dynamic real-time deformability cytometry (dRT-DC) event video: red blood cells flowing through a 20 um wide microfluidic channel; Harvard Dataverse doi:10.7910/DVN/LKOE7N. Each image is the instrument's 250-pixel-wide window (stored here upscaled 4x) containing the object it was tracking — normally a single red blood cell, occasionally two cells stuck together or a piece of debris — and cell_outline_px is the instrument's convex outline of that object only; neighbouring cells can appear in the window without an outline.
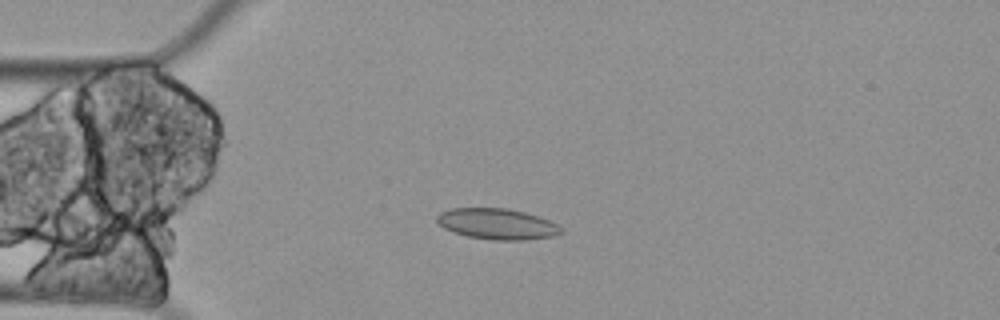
{"species": "Egyptian fruit bat (a non-hibernating species)", "species_latin": "Rousettus aegyptiacus", "temperature_condition": "cold", "stored_images_in_passage": 10, "camera_frame_rate_fps": 3000, "um_per_image_px": 0.085, "animal": {"sex": "female"}, "frame": {"image": 1, "passage_image": 5, "time_ms": 1.333, "image_size_px": [1000, 320], "cell_outline_px": [[564, 232], [552, 236], [524, 240], [492, 240], [468, 236], [452, 232], [444, 228], [436, 220], [436, 216], [440, 212], [452, 208], [504, 208], [524, 212], [548, 220], [556, 224]], "centroid_in_image_um": [42.22, 19.04], "position_along_channel_um": 42.8, "area_um2": 22.14}}
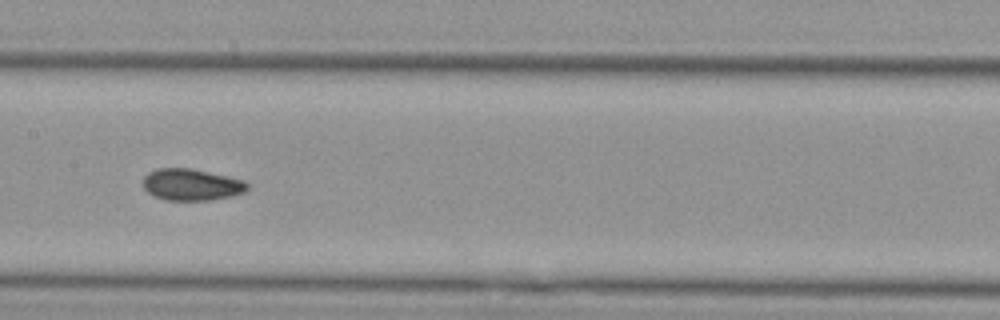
{"frame": {"image": 2, "passage_image": 9, "time_ms": 2.667, "image_size_px": [1000, 320], "cell_outline_px": [[248, 188], [244, 192], [232, 196], [212, 200], [164, 200], [152, 196], [144, 188], [144, 176], [148, 172], [156, 168], [192, 168], [244, 180], [248, 184]], "centroid_in_image_um": [16.26, 15.7], "position_along_channel_um": 191.1, "area_um2": 19.36}}
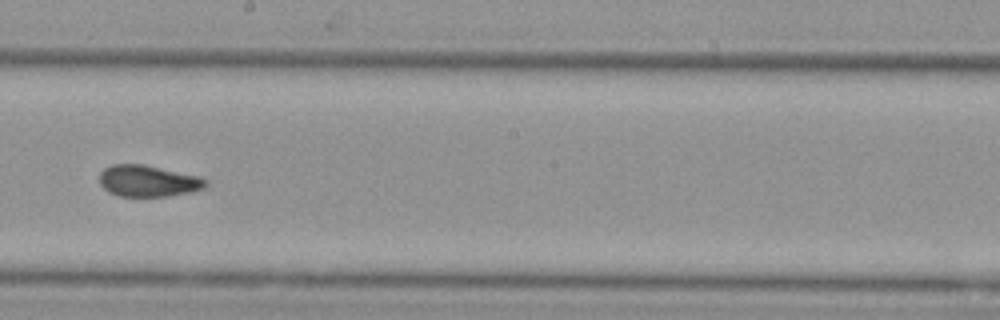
{"frame": {"image": 3, "passage_image": 10, "time_ms": 3.0, "image_size_px": [1000, 320], "cell_outline_px": [[208, 184], [204, 188], [192, 192], [168, 196], [120, 196], [108, 192], [100, 184], [100, 172], [104, 168], [112, 164], [144, 164], [200, 176], [208, 180]], "centroid_in_image_um": [12.61, 15.38], "position_along_channel_um": 235.6, "area_um2": 19.65}}